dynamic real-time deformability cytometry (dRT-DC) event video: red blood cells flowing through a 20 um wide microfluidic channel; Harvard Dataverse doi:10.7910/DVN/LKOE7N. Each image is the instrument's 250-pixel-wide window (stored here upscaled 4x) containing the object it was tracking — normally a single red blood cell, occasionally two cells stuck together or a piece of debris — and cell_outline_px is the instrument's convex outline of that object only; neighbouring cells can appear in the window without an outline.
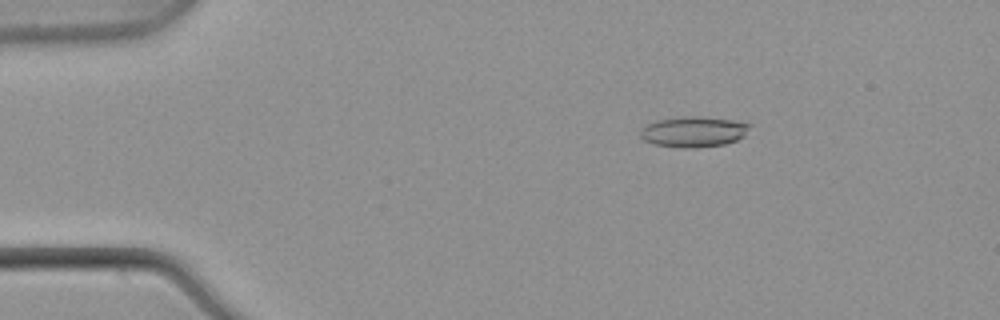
{"species": "common noctule bat (a hibernating species)", "species_latin": "Nyctalus noctula", "temperature_condition": "warm", "stored_images_in_passage": 53, "camera_frame_rate_fps": 3000, "um_per_image_px": 0.085, "animal": {"sex": "male", "body_mass_g": 21.5, "forearm_length_mm": 52.0}, "frame": {"image": 1, "passage_image": 9, "time_ms": 2.667, "image_size_px": [1000, 320], "cell_outline_px": [[752, 124], [744, 136], [736, 140], [724, 144], [656, 144], [644, 140], [640, 136], [640, 132], [648, 124], [656, 120], [680, 116], [696, 116], [732, 120]], "centroid_in_image_um": [58.99, 11.12], "position_along_channel_um": 26.0, "area_um2": 18.21}}
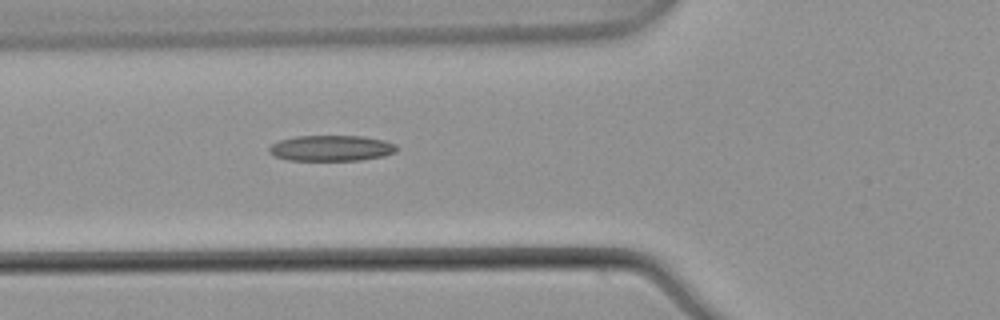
{"frame": {"image": 2, "passage_image": 20, "time_ms": 6.333, "image_size_px": [1000, 320], "cell_outline_px": [[400, 148], [396, 152], [384, 156], [360, 160], [288, 160], [276, 156], [268, 152], [268, 148], [272, 144], [280, 140], [296, 136], [364, 136], [384, 140], [396, 144]], "centroid_in_image_um": [28.2, 12.59], "position_along_channel_um": 97.6, "area_um2": 19.25}}
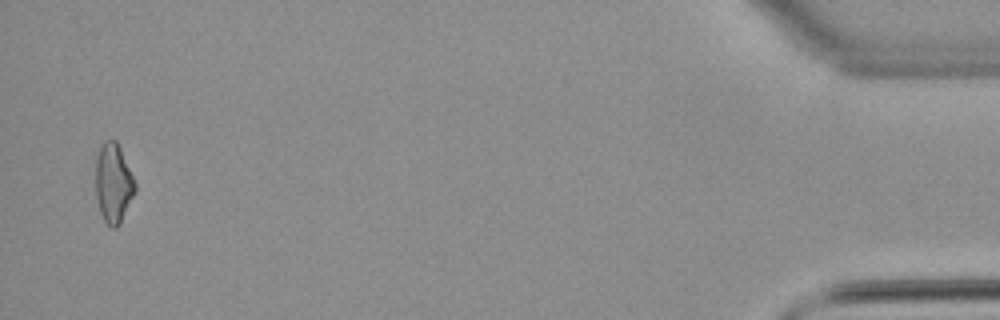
{"frame": {"image": 3, "passage_image": 52, "time_ms": 17.0, "image_size_px": [1000, 320], "cell_outline_px": [[136, 188], [120, 224], [116, 228], [112, 228], [104, 220], [100, 212], [96, 196], [96, 156], [104, 140], [116, 140], [120, 148], [136, 184]], "centroid_in_image_um": [9.62, 15.57], "position_along_channel_um": 425.6, "area_um2": 17.98}, "authors_computed_cell_mechanics": {"area_um2": 18.7272, "velocity_mm_per_s": 3.898, "shape_relaxation_time_tau1_ms": null, "shape_relaxation_time_tau2_ms": 4.3092, "deformation_change_tau1": null, "deformation_change_tau2": 0.1487}}